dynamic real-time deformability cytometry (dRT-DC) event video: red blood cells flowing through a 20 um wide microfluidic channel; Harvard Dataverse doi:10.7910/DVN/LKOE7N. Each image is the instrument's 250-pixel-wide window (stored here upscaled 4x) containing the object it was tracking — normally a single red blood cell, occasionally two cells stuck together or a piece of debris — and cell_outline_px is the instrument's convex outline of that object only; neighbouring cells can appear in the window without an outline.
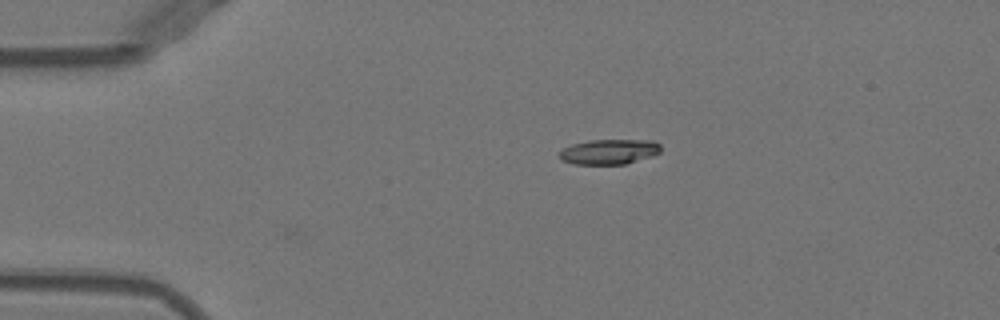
{"species": "Egyptian fruit bat (a non-hibernating species)", "species_latin": "Rousettus aegyptiacus", "temperature_condition": "warm", "stored_images_in_passage": 7, "camera_frame_rate_fps": 3000, "um_per_image_px": 0.085, "animal": {"sex": "female"}, "frame": {"image": 1, "passage_image": 1, "time_ms": 0.0, "image_size_px": [1000, 320], "cell_outline_px": [[660, 152], [652, 156], [624, 164], [576, 164], [564, 160], [560, 156], [560, 152], [564, 148], [572, 144], [588, 140], [652, 140], [660, 144]], "centroid_in_image_um": [51.81, 12.88], "position_along_channel_um": 33.2, "area_um2": 14.62}}